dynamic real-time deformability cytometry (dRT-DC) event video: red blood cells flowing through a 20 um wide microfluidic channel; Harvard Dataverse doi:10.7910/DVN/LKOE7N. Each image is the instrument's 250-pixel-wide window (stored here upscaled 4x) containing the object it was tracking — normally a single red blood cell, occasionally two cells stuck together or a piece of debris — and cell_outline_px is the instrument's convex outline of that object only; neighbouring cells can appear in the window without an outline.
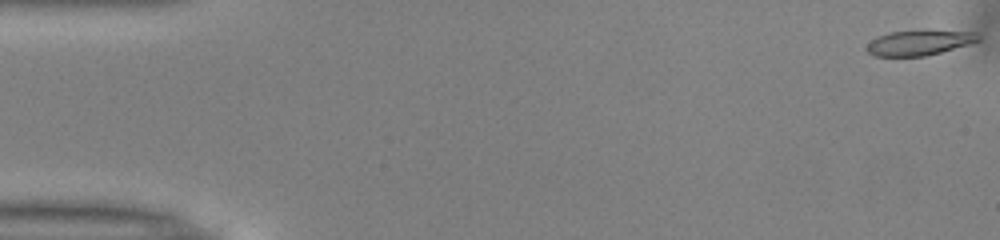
{"species": "common noctule bat (a hibernating species)", "species_latin": "Nyctalus noctula", "temperature_condition": "warm", "stored_images_in_passage": 42, "camera_frame_rate_fps": 3000, "um_per_image_px": 0.085, "animal": {"sex": "male", "body_mass_g": 13.0, "forearm_length_mm": 53.1}, "frame": {"image": 1, "passage_image": 1, "time_ms": 0.0, "image_size_px": [1000, 240], "cell_outline_px": [[980, 40], [972, 44], [924, 56], [876, 56], [868, 52], [864, 48], [876, 36], [888, 32], [920, 28], [928, 28], [976, 32], [980, 36]], "centroid_in_image_um": [78.18, 3.57], "position_along_channel_um": 6.8, "area_um2": 17.22}}
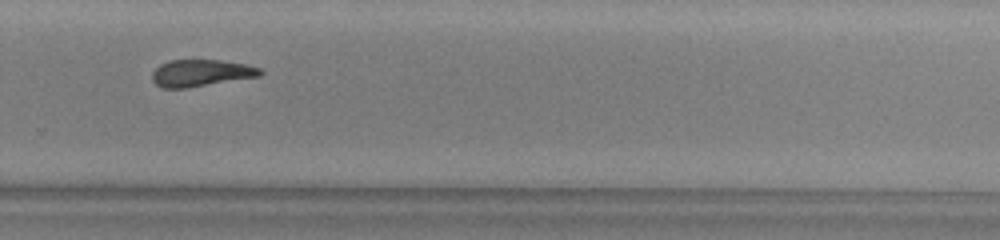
{"frame": {"image": 2, "passage_image": 35, "time_ms": 11.333, "image_size_px": [1000, 240], "cell_outline_px": [[264, 72], [260, 76], [188, 88], [160, 88], [152, 80], [152, 72], [160, 64], [168, 60], [220, 60], [244, 64], [260, 68]], "centroid_in_image_um": [17.06, 6.21], "position_along_channel_um": 312.7, "area_um2": 16.99}}
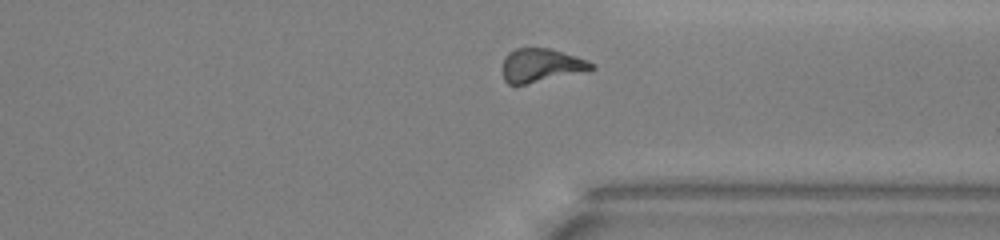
{"frame": {"image": 3, "passage_image": 39, "time_ms": 12.667, "image_size_px": [1000, 240], "cell_outline_px": [[596, 68], [588, 72], [524, 84], [508, 84], [504, 80], [504, 56], [508, 52], [516, 48], [548, 48], [576, 56], [588, 60], [596, 64]], "centroid_in_image_um": [46.06, 5.55], "position_along_channel_um": 365.3, "area_um2": 17.51}, "authors_computed_cell_mechanics": {"area_um2": 17.5134, "velocity_mm_per_s": 3.9832, "shape_relaxation_time_tau1_ms": 6.2848, "shape_relaxation_time_tau2_ms": 5.4265, "deformation_change_tau1": 0.2132, "deformation_change_tau2": 0.1708}}